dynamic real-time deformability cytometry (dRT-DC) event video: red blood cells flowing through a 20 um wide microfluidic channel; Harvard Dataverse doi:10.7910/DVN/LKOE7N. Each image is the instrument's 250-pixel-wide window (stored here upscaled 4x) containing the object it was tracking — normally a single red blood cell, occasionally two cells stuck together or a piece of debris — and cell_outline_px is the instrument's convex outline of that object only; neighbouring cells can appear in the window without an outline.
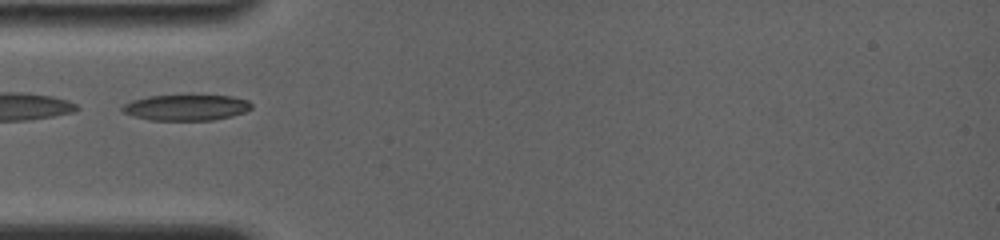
{"species": "common noctule bat (a hibernating species)", "species_latin": "Nyctalus noctula", "temperature_condition": "room temperature", "stored_images_in_passage": 39, "camera_frame_rate_fps": 4000, "um_per_image_px": 0.085, "animal": {"sex": "female", "body_mass_g": 19.0, "forearm_length_mm": 56.7}, "frame": {"image": 1, "passage_image": 1, "time_ms": 0.0, "image_size_px": [1000, 240], "cell_outline_px": [[252, 108], [244, 112], [232, 116], [212, 120], [148, 120], [132, 116], [124, 112], [120, 108], [124, 104], [132, 100], [148, 96], [232, 96], [248, 100], [252, 104]], "centroid_in_image_um": [15.81, 9.15], "position_along_channel_um": 69.2, "area_um2": 19.36}}
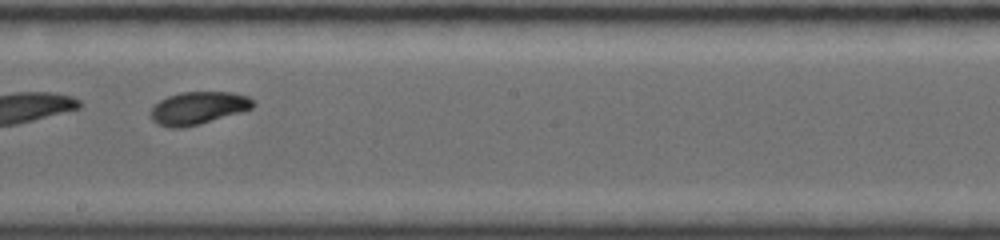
{"frame": {"image": 2, "passage_image": 18, "time_ms": 4.25, "image_size_px": [1000, 240], "cell_outline_px": [[256, 104], [252, 108], [240, 112], [200, 124], [180, 128], [168, 128], [156, 124], [148, 116], [148, 112], [160, 100], [168, 96], [180, 92], [232, 92], [248, 96]], "centroid_in_image_um": [16.79, 9.19], "position_along_channel_um": 231.4, "area_um2": 19.65}}